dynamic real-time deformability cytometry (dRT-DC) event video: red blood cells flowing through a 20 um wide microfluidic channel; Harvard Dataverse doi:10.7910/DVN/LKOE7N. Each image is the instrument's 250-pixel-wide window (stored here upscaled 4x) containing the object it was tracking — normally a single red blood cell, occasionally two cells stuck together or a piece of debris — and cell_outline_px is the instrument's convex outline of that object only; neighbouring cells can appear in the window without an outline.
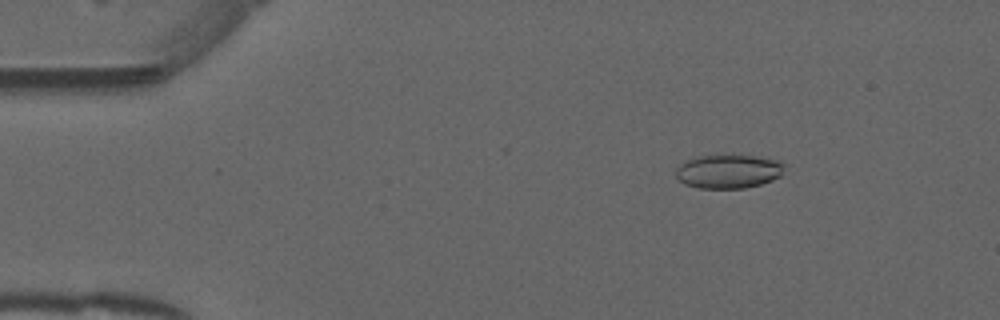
{"species": "common noctule bat (a hibernating species)", "species_latin": "Nyctalus noctula", "temperature_condition": "warm", "stored_images_in_passage": 52, "camera_frame_rate_fps": 3000, "um_per_image_px": 0.085, "animal": {"sex": "male", "forearm_length_mm": 52.5}, "frame": {"image": 1, "passage_image": 8, "time_ms": 2.333, "image_size_px": [1000, 320], "cell_outline_px": [[788, 164], [780, 176], [772, 180], [760, 184], [744, 188], [700, 188], [684, 184], [676, 176], [676, 168], [680, 164], [688, 160], [700, 156], [752, 156], [776, 160]], "centroid_in_image_um": [61.94, 14.58], "position_along_channel_um": 23.1, "area_um2": 21.15}}
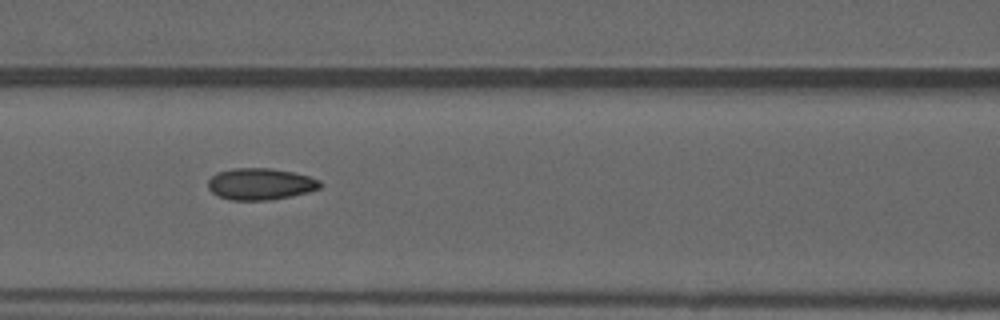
{"frame": {"image": 2, "passage_image": 23, "time_ms": 7.333, "image_size_px": [1000, 320], "cell_outline_px": [[324, 184], [320, 188], [308, 192], [292, 196], [268, 200], [232, 200], [220, 196], [212, 192], [208, 188], [208, 180], [216, 172], [232, 168], [272, 168], [292, 172], [308, 176], [320, 180]], "centroid_in_image_um": [22.15, 15.63], "position_along_channel_um": 144.5, "area_um2": 20.75}, "authors_computed_cell_mechanics": {"area_um2": 20.3167, "velocity_mm_per_s": 3.9812, "shape_relaxation_time_tau1_ms": null, "shape_relaxation_time_tau2_ms": 1.4379, "deformation_change_tau1": null, "deformation_change_tau2": 0.0735}}